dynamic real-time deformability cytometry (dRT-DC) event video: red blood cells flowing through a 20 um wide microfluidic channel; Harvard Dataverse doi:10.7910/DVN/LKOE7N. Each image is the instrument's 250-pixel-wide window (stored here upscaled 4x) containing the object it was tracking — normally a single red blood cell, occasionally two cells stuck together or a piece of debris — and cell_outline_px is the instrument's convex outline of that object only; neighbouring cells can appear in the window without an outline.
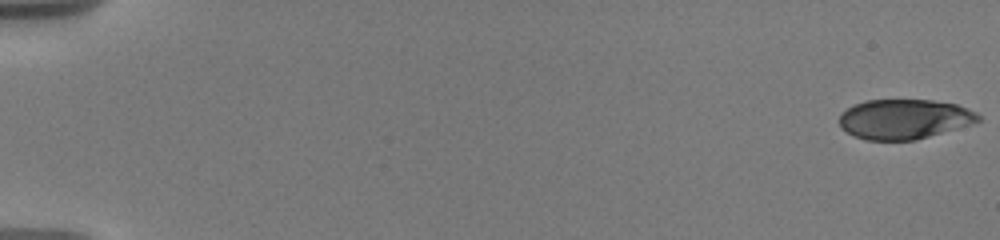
{"species": "human", "species_latin": "Homo sapiens", "temperature_condition": "warm", "stored_images_in_passage": 18, "camera_frame_rate_fps": 3000, "um_per_image_px": 0.085, "donor": {"sex": "male"}, "frame": {"image": 1, "passage_image": 1, "time_ms": 0.0, "image_size_px": [1000, 240], "cell_outline_px": [[980, 120], [956, 128], [916, 140], [864, 140], [840, 128], [840, 116], [848, 108], [864, 100], [932, 100], [956, 104], [968, 108], [976, 112], [980, 116]], "centroid_in_image_um": [76.85, 10.12], "position_along_channel_um": 8.1, "area_um2": 31.91}}
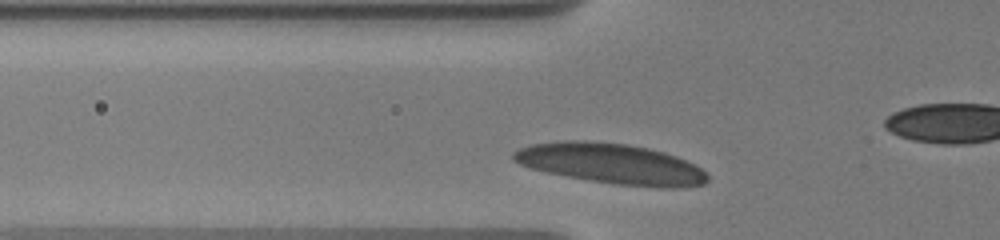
{"frame": {"image": 2, "passage_image": 12, "time_ms": 5.0, "image_size_px": [1000, 240], "cell_outline_px": [[708, 180], [704, 184], [684, 188], [664, 188], [616, 184], [568, 176], [548, 172], [532, 168], [520, 164], [512, 160], [512, 152], [520, 148], [532, 144], [624, 144], [648, 148], [664, 152], [676, 156], [700, 168], [708, 176]], "centroid_in_image_um": [52.07, 13.98], "position_along_channel_um": 73.7, "area_um2": 43.7}}
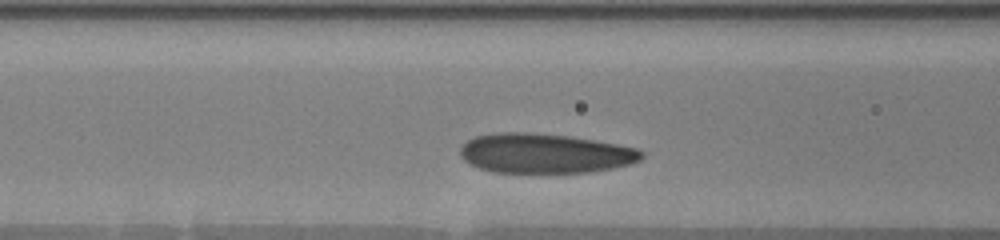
{"frame": {"image": 3, "passage_image": 15, "time_ms": 6.333, "image_size_px": [1000, 240], "cell_outline_px": [[644, 156], [640, 160], [628, 164], [612, 168], [588, 172], [492, 172], [480, 168], [464, 160], [460, 156], [460, 148], [468, 140], [476, 136], [496, 132], [524, 132], [568, 136], [616, 144], [636, 148], [644, 152]], "centroid_in_image_um": [46.29, 13.03], "position_along_channel_um": 120.3, "area_um2": 41.56}}